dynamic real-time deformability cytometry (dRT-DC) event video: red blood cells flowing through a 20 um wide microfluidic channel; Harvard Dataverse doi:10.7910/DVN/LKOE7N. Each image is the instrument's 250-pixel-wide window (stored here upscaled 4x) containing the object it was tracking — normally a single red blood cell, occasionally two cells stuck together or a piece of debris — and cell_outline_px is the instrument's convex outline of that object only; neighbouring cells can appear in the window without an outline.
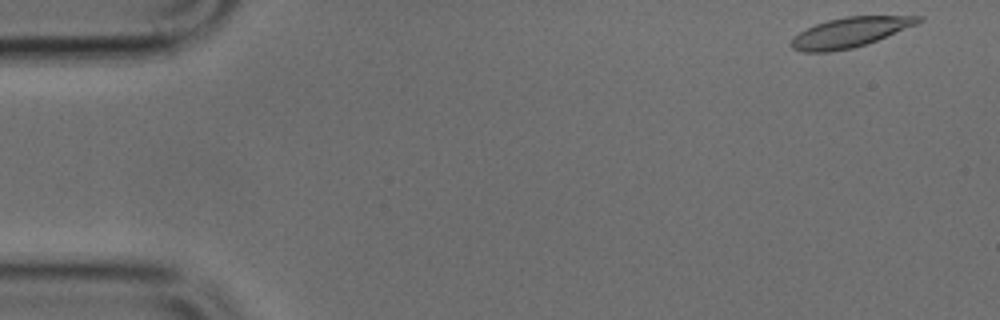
{"species": "common noctule bat (a hibernating species)", "species_latin": "Nyctalus noctula", "temperature_condition": "cold", "stored_images_in_passage": 47, "camera_frame_rate_fps": 3000, "um_per_image_px": 0.085, "animal": {"sex": "male", "body_mass_g": 17.9, "forearm_length_mm": 54.2}, "frame": {"image": 1, "passage_image": 1, "time_ms": 0.0, "image_size_px": [1000, 320], "cell_outline_px": [[924, 20], [916, 24], [876, 40], [852, 48], [828, 52], [804, 52], [792, 48], [788, 44], [800, 32], [816, 24], [828, 20], [844, 16], [924, 16]], "centroid_in_image_um": [72.23, 2.74], "position_along_channel_um": 12.8, "area_um2": 21.73}}
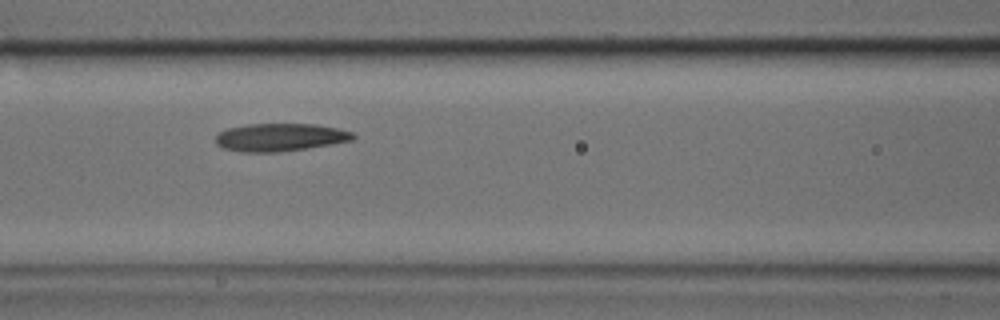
{"frame": {"image": 2, "passage_image": 19, "time_ms": 6.0, "image_size_px": [1000, 320], "cell_outline_px": [[356, 136], [352, 140], [332, 144], [308, 148], [280, 152], [240, 152], [220, 148], [216, 144], [216, 136], [220, 132], [228, 128], [248, 124], [316, 124], [336, 128], [352, 132]], "centroid_in_image_um": [23.78, 11.68], "position_along_channel_um": 142.8, "area_um2": 22.37}}
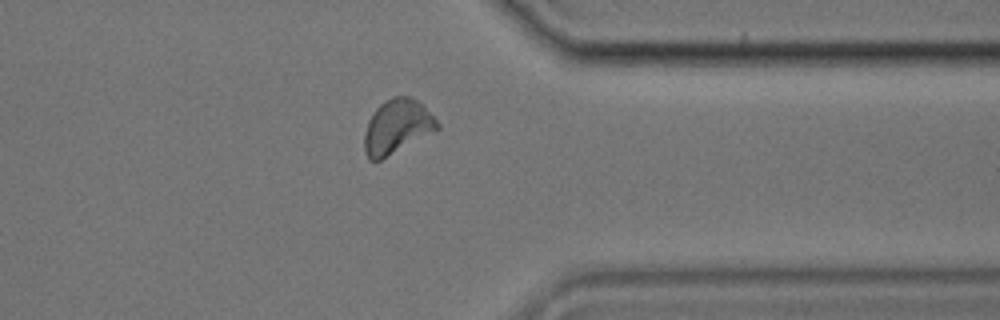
{"frame": {"image": 3, "passage_image": 37, "time_ms": 12.0, "image_size_px": [1000, 320], "cell_outline_px": [[440, 128], [380, 160], [368, 160], [364, 152], [364, 132], [368, 120], [372, 112], [380, 104], [392, 96], [408, 96], [416, 100], [440, 124]], "centroid_in_image_um": [33.69, 10.77], "position_along_channel_um": 377.7, "area_um2": 22.72}}